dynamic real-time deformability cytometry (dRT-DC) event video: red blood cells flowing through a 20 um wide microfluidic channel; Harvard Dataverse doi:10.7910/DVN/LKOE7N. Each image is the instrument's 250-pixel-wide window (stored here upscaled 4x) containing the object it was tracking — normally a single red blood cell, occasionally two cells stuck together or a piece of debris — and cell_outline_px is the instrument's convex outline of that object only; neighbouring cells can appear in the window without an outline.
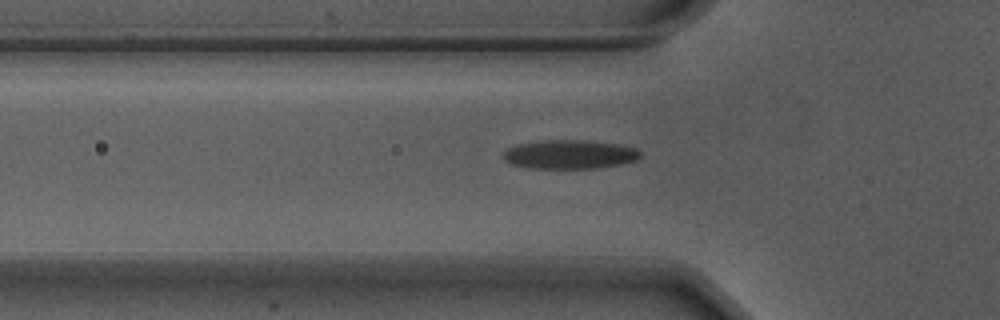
{"species": "Egyptian fruit bat (a non-hibernating species)", "species_latin": "Rousettus aegyptiacus", "temperature_condition": "warm", "stored_images_in_passage": 47, "camera_frame_rate_fps": 3000, "um_per_image_px": 0.085, "animal": {"sex": "male"}, "frame": {"image": 1, "passage_image": 17, "time_ms": 5.333, "image_size_px": [1000, 320], "cell_outline_px": [[640, 156], [636, 160], [620, 164], [596, 168], [528, 168], [512, 164], [504, 160], [504, 152], [508, 148], [516, 144], [552, 140], [576, 140], [616, 144], [636, 148], [640, 152]], "centroid_in_image_um": [48.4, 13.13], "position_along_channel_um": 77.4, "area_um2": 22.72}}
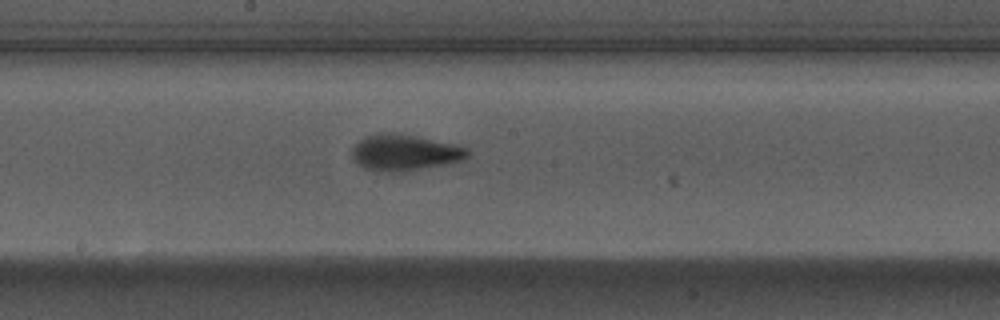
{"frame": {"image": 2, "passage_image": 28, "time_ms": 9.0, "image_size_px": [1000, 320], "cell_outline_px": [[468, 156], [460, 160], [448, 164], [400, 172], [388, 172], [364, 168], [352, 156], [352, 148], [360, 140], [376, 132], [388, 132], [412, 136], [452, 144], [464, 148], [468, 152]], "centroid_in_image_um": [34.35, 12.97], "position_along_channel_um": 213.9, "area_um2": 23.7}}
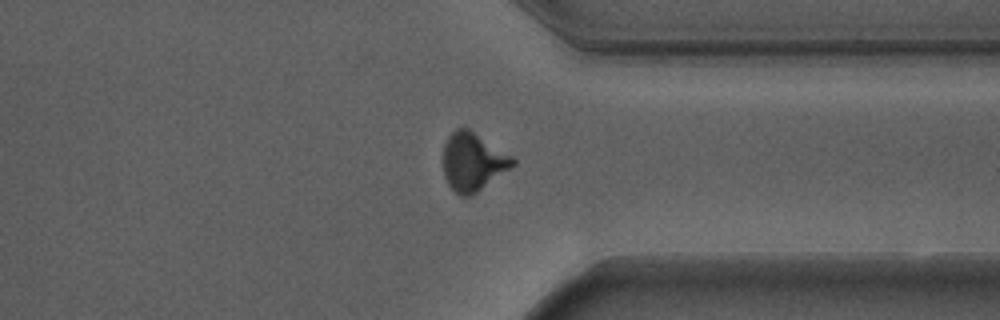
{"frame": {"image": 3, "passage_image": 41, "time_ms": 13.333, "image_size_px": [1000, 320], "cell_outline_px": [[516, 164], [472, 196], [460, 196], [448, 184], [444, 176], [444, 144], [448, 136], [456, 128], [468, 128], [512, 156], [516, 160]], "centroid_in_image_um": [40.2, 13.76], "position_along_channel_um": 371.2, "area_um2": 23.41}, "authors_computed_cell_mechanics": {"area_um2": 22.4264, "velocity_mm_per_s": 3.6995, "shape_relaxation_time_tau1_ms": 3.1145, "shape_relaxation_time_tau2_ms": 1.5871, "deformation_change_tau1": 0.166, "deformation_change_tau2": 0.0872}}